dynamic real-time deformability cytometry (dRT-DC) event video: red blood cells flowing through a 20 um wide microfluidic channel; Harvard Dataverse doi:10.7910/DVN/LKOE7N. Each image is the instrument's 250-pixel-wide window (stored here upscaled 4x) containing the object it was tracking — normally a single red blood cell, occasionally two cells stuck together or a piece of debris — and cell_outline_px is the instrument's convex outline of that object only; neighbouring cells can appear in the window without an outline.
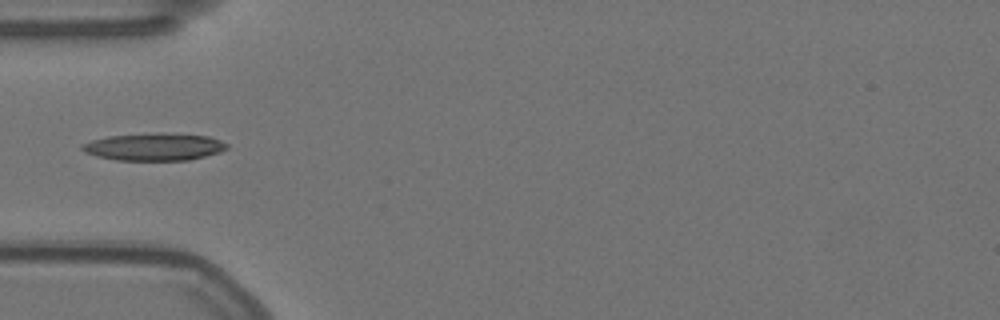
{"species": "Egyptian fruit bat (a non-hibernating species)", "species_latin": "Rousettus aegyptiacus", "temperature_condition": "warm", "stored_images_in_passage": 40, "camera_frame_rate_fps": 3000, "um_per_image_px": 0.085, "animal": {"sex": "female"}, "frame": {"image": 1, "passage_image": 1, "time_ms": 0.0, "image_size_px": [1000, 320], "cell_outline_px": [[228, 148], [220, 152], [188, 160], [116, 160], [96, 156], [84, 152], [80, 148], [80, 144], [92, 140], [108, 136], [208, 136], [220, 140], [228, 144]], "centroid_in_image_um": [13.06, 12.54], "position_along_channel_um": 71.9, "area_um2": 21.79}}
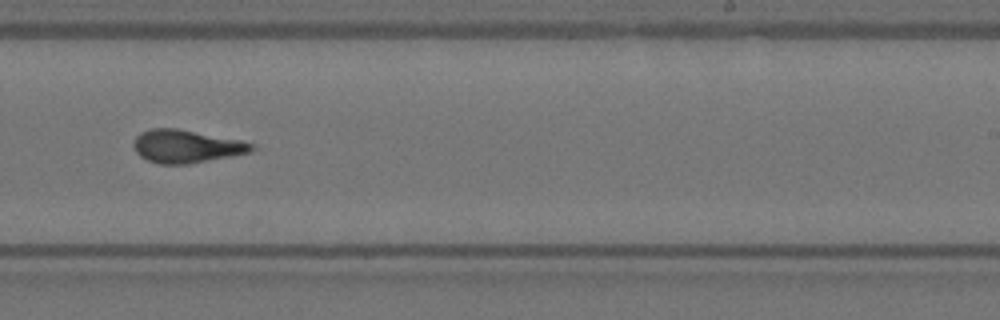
{"frame": {"image": 2, "passage_image": 18, "time_ms": 5.667, "image_size_px": [1000, 320], "cell_outline_px": [[256, 148], [252, 152], [188, 164], [160, 164], [148, 160], [140, 156], [136, 152], [132, 144], [136, 136], [140, 132], [152, 128], [176, 128], [240, 140], [256, 144]], "centroid_in_image_um": [15.84, 12.43], "position_along_channel_um": 273.2, "area_um2": 22.72}}
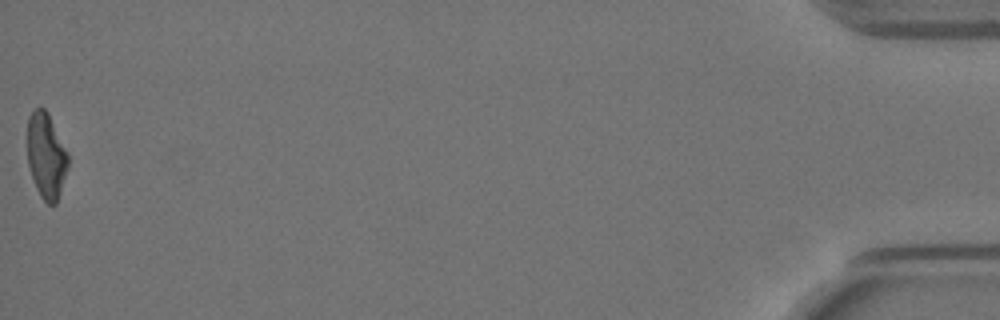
{"frame": {"image": 3, "passage_image": 40, "time_ms": 13.0, "image_size_px": [1000, 320], "cell_outline_px": [[68, 168], [56, 204], [48, 204], [40, 196], [36, 188], [28, 164], [28, 116], [36, 108], [44, 108], [48, 112], [68, 152]], "centroid_in_image_um": [3.94, 13.23], "position_along_channel_um": 431.3, "area_um2": 20.23}}